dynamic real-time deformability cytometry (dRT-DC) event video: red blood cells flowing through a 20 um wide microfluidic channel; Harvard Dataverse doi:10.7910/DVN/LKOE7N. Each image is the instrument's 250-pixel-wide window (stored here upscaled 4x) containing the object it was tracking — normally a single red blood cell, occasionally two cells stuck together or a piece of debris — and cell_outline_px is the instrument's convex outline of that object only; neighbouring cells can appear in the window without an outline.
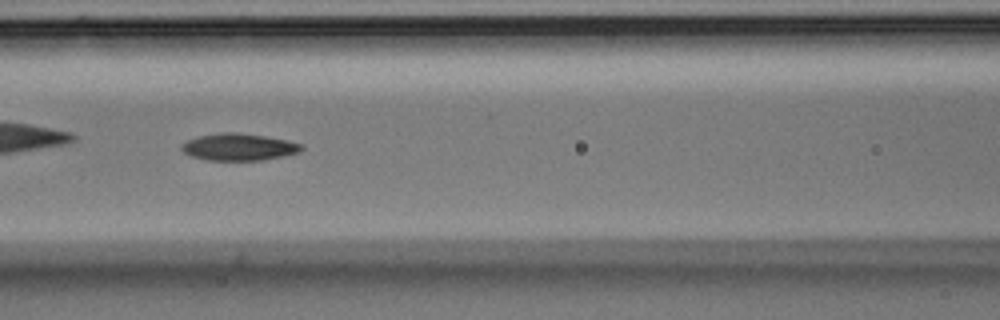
{"species": "Egyptian fruit bat (a non-hibernating species)", "species_latin": "Rousettus aegyptiacus", "temperature_condition": "room temperature", "stored_images_in_passage": 10, "camera_frame_rate_fps": 3000, "um_per_image_px": 0.085, "animal": {"sex": "male"}, "frame": {"image": 1, "passage_image": 6, "time_ms": 1.667, "image_size_px": [1000, 320], "cell_outline_px": [[304, 148], [300, 152], [284, 156], [264, 160], [208, 160], [192, 156], [184, 152], [180, 148], [180, 144], [188, 140], [200, 136], [220, 132], [236, 132], [264, 136], [284, 140], [300, 144]], "centroid_in_image_um": [20.28, 12.5], "position_along_channel_um": 146.3, "area_um2": 18.73}}
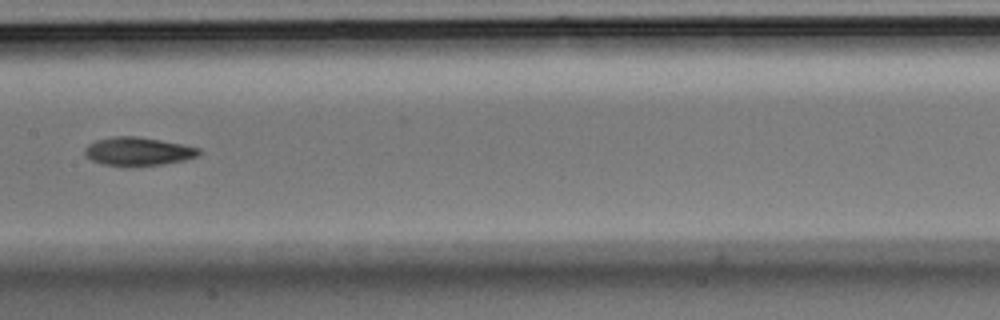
{"frame": {"image": 2, "passage_image": 7, "time_ms": 2.0, "image_size_px": [1000, 320], "cell_outline_px": [[200, 156], [184, 160], [160, 164], [104, 164], [92, 160], [84, 152], [84, 148], [88, 144], [96, 140], [112, 136], [136, 136], [160, 140], [200, 148]], "centroid_in_image_um": [11.75, 12.83], "position_along_channel_um": 195.7, "area_um2": 18.26}}
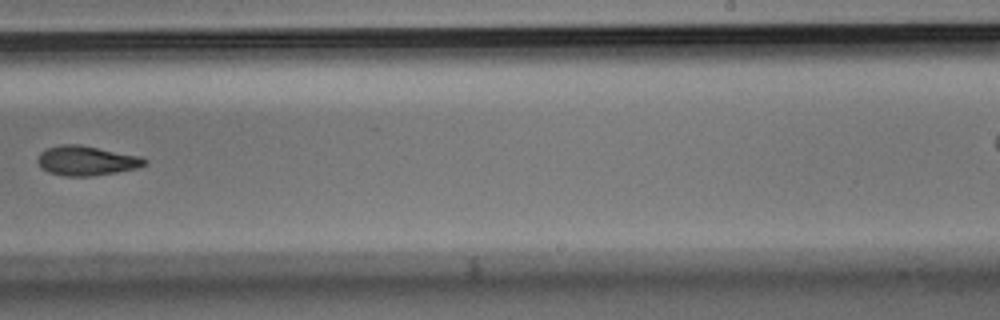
{"frame": {"image": 3, "passage_image": 9, "time_ms": 2.667, "image_size_px": [1000, 320], "cell_outline_px": [[148, 164], [136, 168], [116, 172], [92, 176], [64, 176], [48, 172], [40, 168], [36, 160], [40, 152], [48, 148], [60, 144], [80, 144], [140, 156], [148, 160]], "centroid_in_image_um": [7.33, 13.65], "position_along_channel_um": 281.7, "area_um2": 18.61}}